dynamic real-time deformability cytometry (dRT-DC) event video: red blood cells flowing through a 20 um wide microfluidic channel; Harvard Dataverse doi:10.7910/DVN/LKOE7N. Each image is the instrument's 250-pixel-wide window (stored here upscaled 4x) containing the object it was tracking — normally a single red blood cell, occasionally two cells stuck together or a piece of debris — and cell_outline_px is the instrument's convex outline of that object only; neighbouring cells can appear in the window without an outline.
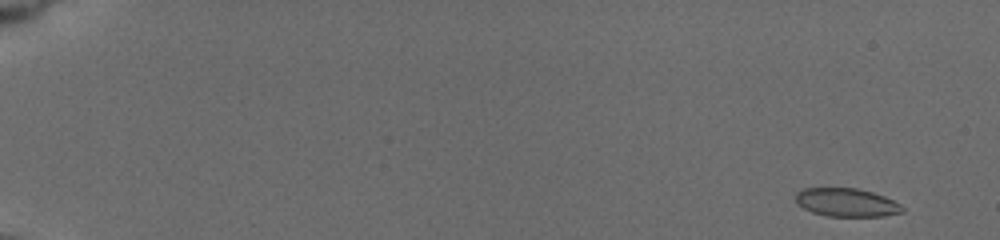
{"species": "common noctule bat (a hibernating species)", "species_latin": "Nyctalus noctula", "temperature_condition": "cold", "stored_images_in_passage": 33, "segment_of_instrument_passage": [1, 2], "camera_frame_rate_fps": 3000, "um_per_image_px": 0.085, "animal": {"sex": "female", "body_mass_g": 19.5, "forearm_length_mm": 54.1}, "frame": {"image": 1, "passage_image": 1, "time_ms": 0.0, "image_size_px": [1000, 240], "cell_outline_px": [[904, 212], [884, 216], [824, 216], [812, 212], [796, 204], [796, 192], [804, 188], [856, 188], [872, 192], [884, 196], [900, 204], [904, 208]], "centroid_in_image_um": [71.95, 17.21], "position_along_channel_um": 13.1, "area_um2": 17.69}}
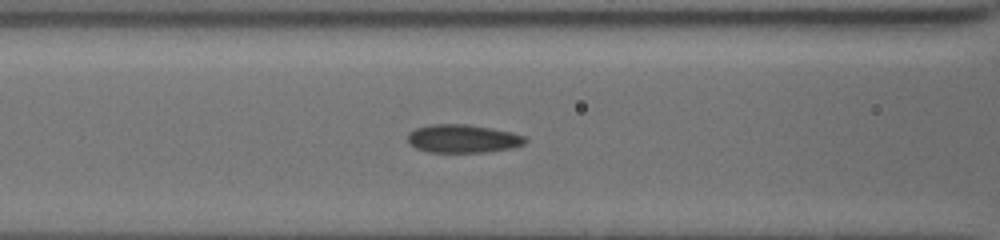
{"frame": {"image": 2, "passage_image": 31, "time_ms": 7.667, "image_size_px": [1000, 240], "cell_outline_px": [[528, 140], [524, 144], [512, 148], [484, 152], [428, 152], [416, 148], [408, 140], [408, 136], [416, 128], [432, 124], [468, 124], [492, 128], [524, 136]], "centroid_in_image_um": [39.36, 11.79], "position_along_channel_um": 127.2, "area_um2": 19.13}}